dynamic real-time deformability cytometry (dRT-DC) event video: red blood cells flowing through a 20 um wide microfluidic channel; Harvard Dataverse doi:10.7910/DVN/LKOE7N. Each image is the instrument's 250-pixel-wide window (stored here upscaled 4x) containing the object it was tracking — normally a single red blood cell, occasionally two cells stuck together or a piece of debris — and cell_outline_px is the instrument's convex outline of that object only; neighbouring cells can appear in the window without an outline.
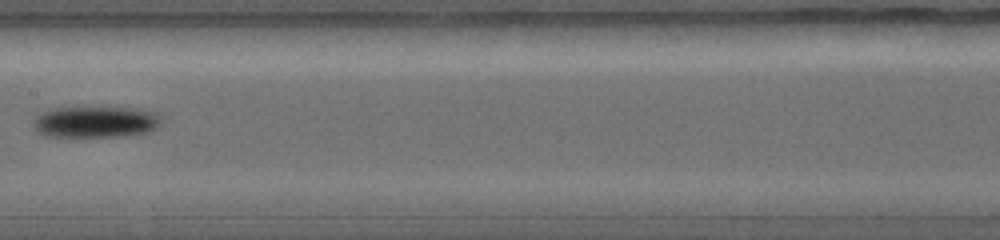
{"species": "common noctule bat (a hibernating species)", "species_latin": "Nyctalus noctula", "temperature_condition": "warm", "stored_images_in_passage": 9, "camera_frame_rate_fps": 5000, "um_per_image_px": 0.085, "animal": {"sex": "female", "body_mass_g": 19.0, "forearm_length_mm": 56.7}, "frame": {"image": 1, "passage_image": 7, "time_ms": 2.4, "image_size_px": [1000, 240], "cell_outline_px": [[160, 124], [148, 132], [116, 136], [44, 136], [36, 132], [32, 124], [32, 120], [40, 112], [52, 108], [128, 108], [148, 112], [156, 116]], "centroid_in_image_um": [7.95, 10.37], "position_along_channel_um": 199.4, "area_um2": 22.77}}